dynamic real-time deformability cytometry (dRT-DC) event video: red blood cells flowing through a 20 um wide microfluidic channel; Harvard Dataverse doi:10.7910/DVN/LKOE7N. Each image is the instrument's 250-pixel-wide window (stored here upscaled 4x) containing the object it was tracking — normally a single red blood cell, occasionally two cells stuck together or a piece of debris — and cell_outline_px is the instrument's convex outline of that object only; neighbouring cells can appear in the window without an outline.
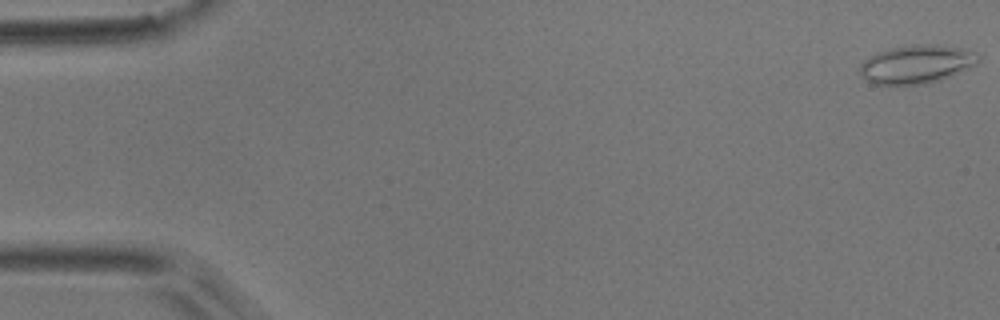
{"species": "common noctule bat (a hibernating species)", "species_latin": "Nyctalus noctula", "temperature_condition": "room temperature", "stored_images_in_passage": 54, "camera_frame_rate_fps": 3000, "um_per_image_px": 0.085, "animal": {"sex": "male", "body_mass_g": 17.9}, "frame": {"image": 1, "passage_image": 1, "time_ms": 0.0, "image_size_px": [1000, 320], "cell_outline_px": [[980, 60], [976, 64], [968, 68], [940, 80], [924, 84], [872, 84], [860, 72], [860, 64], [864, 60], [876, 52], [892, 48], [928, 44], [936, 44], [964, 48], [976, 52], [980, 56]], "centroid_in_image_um": [77.94, 5.45], "position_along_channel_um": 7.1, "area_um2": 26.24}}
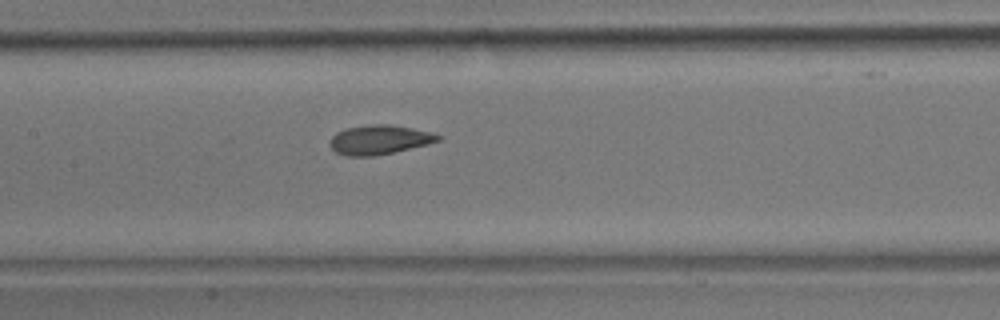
{"frame": {"image": 2, "passage_image": 26, "time_ms": 8.333, "image_size_px": [1000, 320], "cell_outline_px": [[440, 140], [428, 144], [392, 152], [372, 156], [344, 156], [336, 152], [328, 144], [328, 140], [336, 132], [348, 128], [372, 124], [392, 124], [432, 132], [440, 136]], "centroid_in_image_um": [32.21, 11.87], "position_along_channel_um": 175.2, "area_um2": 18.44}}
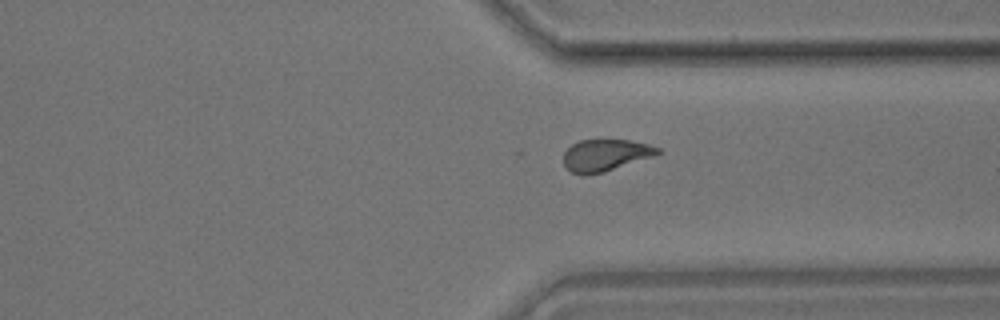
{"frame": {"image": 3, "passage_image": 41, "time_ms": 13.333, "image_size_px": [1000, 320], "cell_outline_px": [[660, 152], [652, 156], [604, 172], [584, 176], [572, 172], [564, 164], [564, 152], [572, 144], [580, 140], [600, 136], [628, 140], [648, 144], [660, 148]], "centroid_in_image_um": [51.42, 13.14], "position_along_channel_um": 360.0, "area_um2": 17.92}, "authors_computed_cell_mechanics": {"area_um2": 18.496, "velocity_mm_per_s": 3.7083, "shape_relaxation_time_tau1_ms": 9.6788, "shape_relaxation_time_tau2_ms": 1.8971, "deformation_change_tau1": 0.2476, "deformation_change_tau2": 0.0657}}